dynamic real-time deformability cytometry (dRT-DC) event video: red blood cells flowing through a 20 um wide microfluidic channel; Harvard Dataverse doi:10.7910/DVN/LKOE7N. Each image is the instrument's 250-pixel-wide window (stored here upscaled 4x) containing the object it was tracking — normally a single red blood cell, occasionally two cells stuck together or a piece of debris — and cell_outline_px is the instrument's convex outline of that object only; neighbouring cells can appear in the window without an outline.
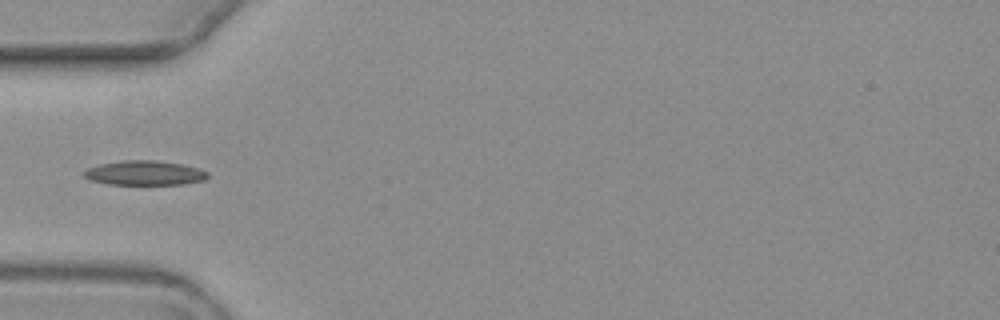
{"species": "common noctule bat (a hibernating species)", "species_latin": "Nyctalus noctula", "temperature_condition": "warm", "stored_images_in_passage": 6, "camera_frame_rate_fps": 3000, "um_per_image_px": 0.085, "animal": {"sex": "female", "body_mass_g": 19.3, "forearm_length_mm": 54.1}, "frame": {"image": 1, "passage_image": 5, "time_ms": 4.667, "image_size_px": [1000, 320], "cell_outline_px": [[208, 176], [204, 180], [184, 184], [108, 184], [88, 180], [84, 176], [84, 172], [88, 168], [100, 164], [124, 160], [156, 160], [184, 164], [200, 168], [208, 172]], "centroid_in_image_um": [12.31, 14.69], "position_along_channel_um": 72.7, "area_um2": 17.74}}
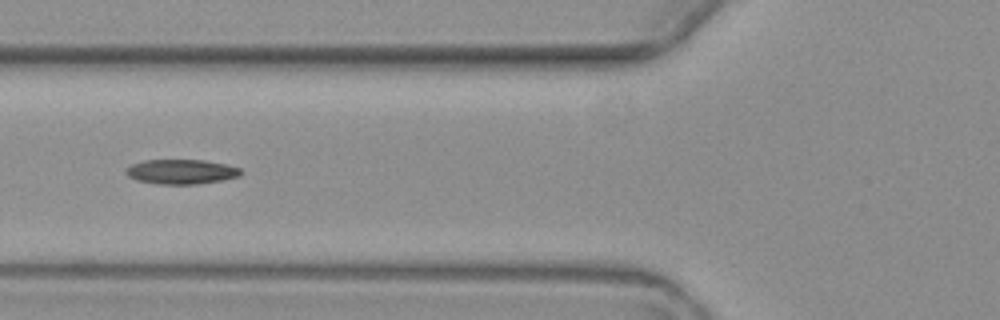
{"frame": {"image": 2, "passage_image": 6, "time_ms": 5.667, "image_size_px": [1000, 320], "cell_outline_px": [[244, 172], [240, 176], [220, 180], [196, 184], [156, 184], [136, 180], [128, 176], [124, 172], [124, 168], [132, 164], [144, 160], [204, 160], [224, 164], [240, 168]], "centroid_in_image_um": [15.37, 14.59], "position_along_channel_um": 110.4, "area_um2": 16.59}}